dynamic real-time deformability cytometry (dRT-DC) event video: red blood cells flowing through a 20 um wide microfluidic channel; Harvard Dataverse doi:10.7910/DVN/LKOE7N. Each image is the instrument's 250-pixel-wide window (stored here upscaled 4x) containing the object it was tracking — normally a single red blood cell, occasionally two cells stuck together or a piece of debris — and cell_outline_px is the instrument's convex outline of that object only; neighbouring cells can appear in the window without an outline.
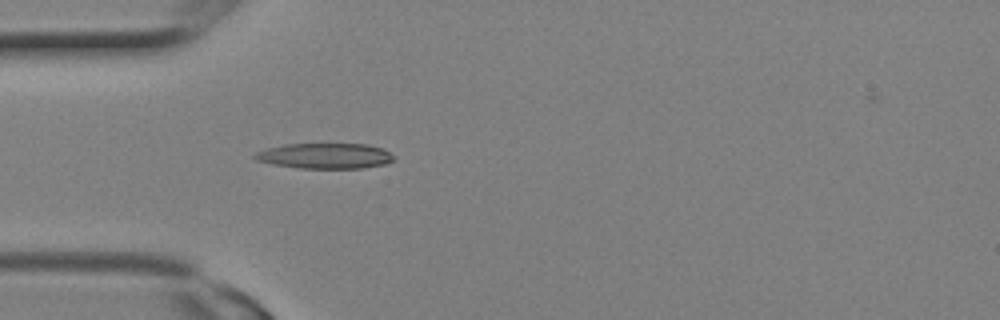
{"species": "Egyptian fruit bat (a non-hibernating species)", "species_latin": "Rousettus aegyptiacus", "temperature_condition": "room temperature", "stored_images_in_passage": 8, "camera_frame_rate_fps": 3000, "um_per_image_px": 0.085, "animal": {"sex": "female"}, "frame": {"image": 1, "passage_image": 8, "time_ms": 2.333, "image_size_px": [1000, 320], "cell_outline_px": [[396, 156], [392, 160], [384, 164], [364, 168], [300, 168], [272, 164], [256, 160], [252, 156], [256, 152], [268, 148], [284, 144], [368, 144], [384, 148]], "centroid_in_image_um": [27.65, 13.24], "position_along_channel_um": 57.3, "area_um2": 20.69}}